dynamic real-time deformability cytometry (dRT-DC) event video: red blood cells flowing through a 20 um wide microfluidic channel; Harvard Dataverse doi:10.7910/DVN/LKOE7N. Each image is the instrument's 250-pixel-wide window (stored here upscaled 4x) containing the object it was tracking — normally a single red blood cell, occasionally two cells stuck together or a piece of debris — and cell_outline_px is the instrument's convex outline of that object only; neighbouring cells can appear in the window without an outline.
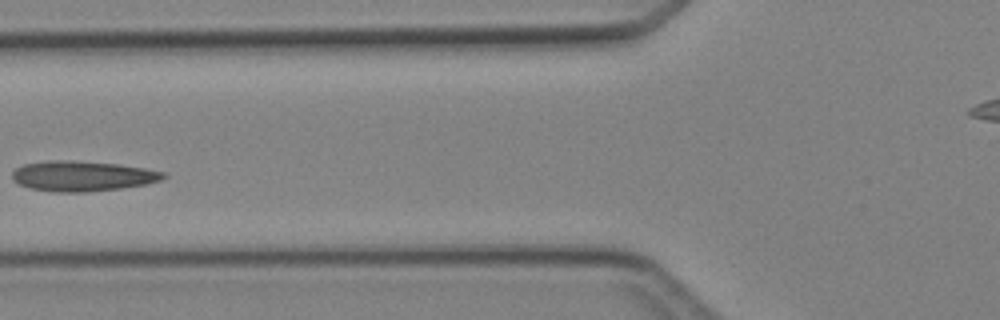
{"species": "Egyptian fruit bat (a non-hibernating species)", "species_latin": "Rousettus aegyptiacus", "temperature_condition": "cold", "stored_images_in_passage": 4, "camera_frame_rate_fps": 3000, "um_per_image_px": 0.085, "animal": {"sex": "female"}, "frame": {"image": 1, "passage_image": 4, "time_ms": 3.667, "image_size_px": [1000, 320], "cell_outline_px": [[168, 176], [160, 180], [144, 184], [120, 188], [88, 192], [52, 192], [28, 188], [12, 180], [12, 172], [16, 168], [24, 164], [48, 160], [72, 160], [116, 164], [144, 168], [164, 172]], "centroid_in_image_um": [6.96, 14.96], "position_along_channel_um": 118.8, "area_um2": 26.65}}